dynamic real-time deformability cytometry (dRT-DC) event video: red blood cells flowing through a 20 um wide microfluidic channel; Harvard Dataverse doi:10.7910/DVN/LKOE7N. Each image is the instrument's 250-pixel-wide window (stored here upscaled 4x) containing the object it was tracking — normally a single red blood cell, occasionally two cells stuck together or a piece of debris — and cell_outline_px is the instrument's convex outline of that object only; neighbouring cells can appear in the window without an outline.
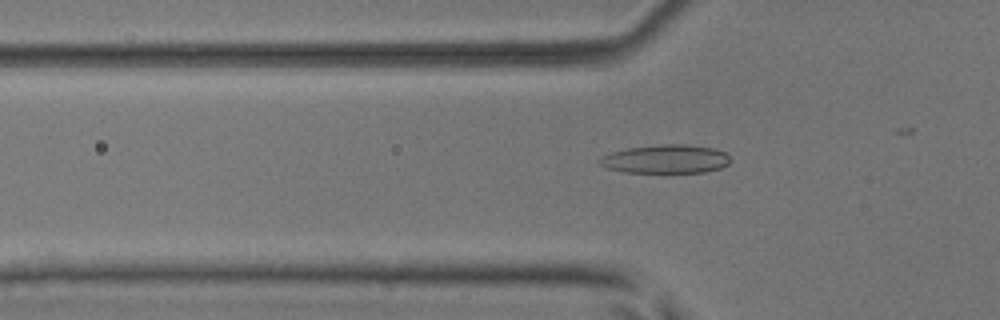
{"species": "common noctule bat (a hibernating species)", "species_latin": "Nyctalus noctula", "temperature_condition": "room temperature", "stored_images_in_passage": 42, "camera_frame_rate_fps": 3000, "um_per_image_px": 0.085, "animal": {"sex": "male", "body_mass_g": 17.9, "forearm_length_mm": 54.2}, "frame": {"image": 1, "passage_image": 17, "time_ms": 5.333, "image_size_px": [1000, 320], "cell_outline_px": [[732, 160], [728, 164], [720, 168], [704, 172], [624, 172], [608, 168], [600, 164], [600, 160], [604, 156], [612, 152], [628, 148], [660, 144], [688, 144], [712, 148], [724, 152]], "centroid_in_image_um": [56.63, 13.51], "position_along_channel_um": 69.2, "area_um2": 21.56}}
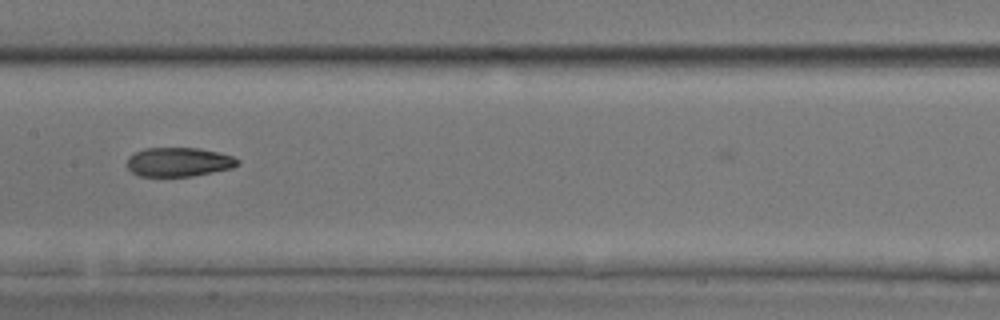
{"frame": {"image": 2, "passage_image": 26, "time_ms": 8.333, "image_size_px": [1000, 320], "cell_outline_px": [[240, 164], [232, 168], [192, 176], [140, 176], [132, 172], [128, 168], [128, 156], [144, 148], [200, 148], [220, 152], [232, 156], [240, 160]], "centroid_in_image_um": [15.22, 13.76], "position_along_channel_um": 192.2, "area_um2": 18.79}}
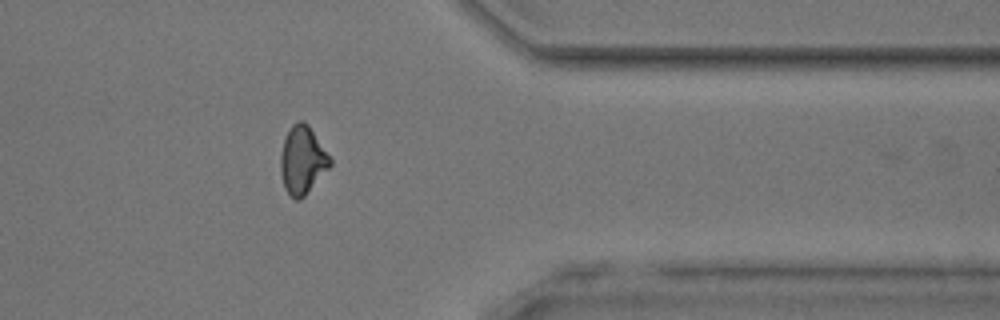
{"frame": {"image": 3, "passage_image": 41, "time_ms": 13.333, "image_size_px": [1000, 320], "cell_outline_px": [[332, 164], [304, 196], [300, 200], [296, 200], [284, 188], [280, 172], [280, 156], [284, 140], [292, 124], [300, 120], [304, 120], [308, 124], [332, 160]], "centroid_in_image_um": [25.69, 13.6], "position_along_channel_um": 385.7, "area_um2": 19.36}}